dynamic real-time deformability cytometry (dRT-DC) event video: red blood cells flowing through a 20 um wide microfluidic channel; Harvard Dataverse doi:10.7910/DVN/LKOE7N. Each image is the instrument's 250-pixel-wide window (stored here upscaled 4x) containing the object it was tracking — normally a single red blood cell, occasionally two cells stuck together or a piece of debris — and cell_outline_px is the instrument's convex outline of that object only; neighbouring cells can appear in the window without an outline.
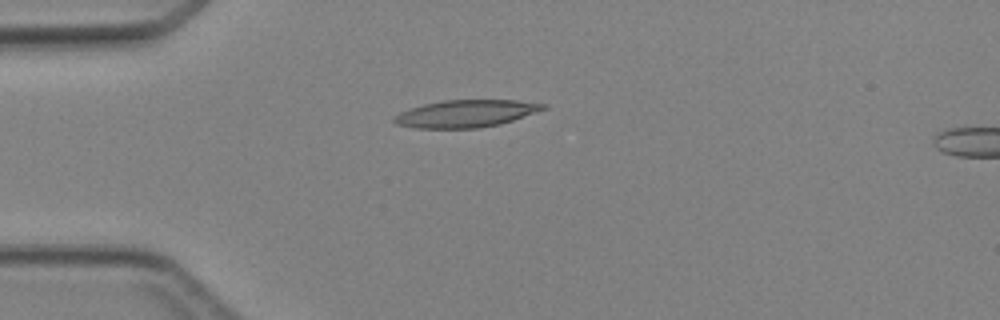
{"species": "Egyptian fruit bat (a non-hibernating species)", "species_latin": "Rousettus aegyptiacus", "temperature_condition": "cold", "stored_images_in_passage": 2, "camera_frame_rate_fps": 3000, "um_per_image_px": 0.085, "animal": {"sex": "female"}, "frame": {"image": 1, "passage_image": 1, "time_ms": 0.0, "image_size_px": [1000, 320], "cell_outline_px": [[548, 108], [500, 124], [480, 128], [416, 128], [396, 124], [392, 120], [392, 116], [400, 112], [424, 104], [444, 100], [520, 100], [548, 104]], "centroid_in_image_um": [39.61, 9.65], "position_along_channel_um": 45.4, "area_um2": 23.76}}